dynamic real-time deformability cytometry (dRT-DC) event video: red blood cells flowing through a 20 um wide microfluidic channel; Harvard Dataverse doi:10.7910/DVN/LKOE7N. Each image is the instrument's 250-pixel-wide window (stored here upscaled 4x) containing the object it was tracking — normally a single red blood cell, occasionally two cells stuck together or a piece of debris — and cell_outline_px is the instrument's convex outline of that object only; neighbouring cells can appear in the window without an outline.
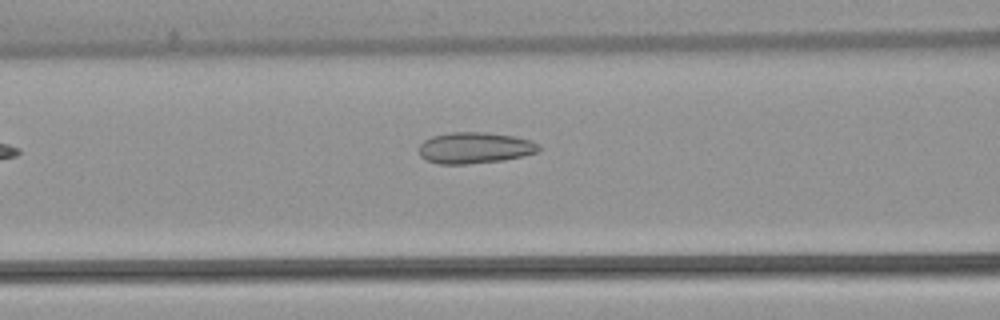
{"species": "common noctule bat (a hibernating species)", "species_latin": "Nyctalus noctula", "temperature_condition": "warm", "stored_images_in_passage": 23, "camera_frame_rate_fps": 3000, "um_per_image_px": 0.085, "animal": {"sex": "female", "body_mass_g": 22.7, "forearm_length_mm": 54.2}, "frame": {"image": 1, "passage_image": 6, "time_ms": 1.667, "image_size_px": [1000, 320], "cell_outline_px": [[540, 152], [524, 156], [504, 160], [464, 164], [440, 164], [428, 160], [420, 156], [420, 144], [424, 140], [432, 136], [452, 132], [484, 132], [512, 136], [532, 140], [540, 144]], "centroid_in_image_um": [40.4, 12.56], "position_along_channel_um": 126.2, "area_um2": 21.85}}
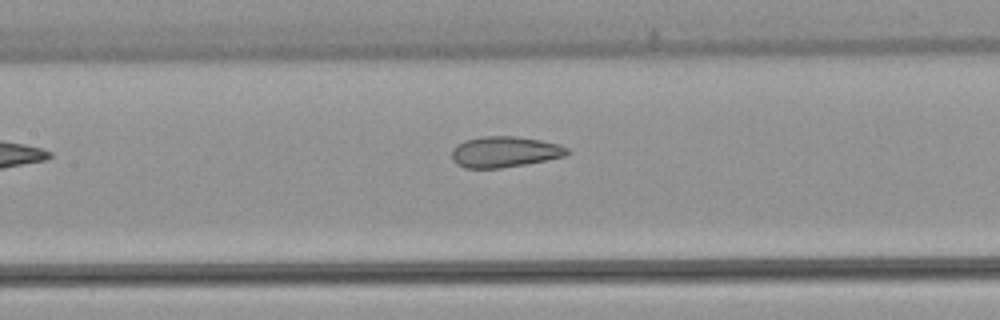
{"frame": {"image": 2, "passage_image": 9, "time_ms": 2.667, "image_size_px": [1000, 320], "cell_outline_px": [[572, 152], [564, 156], [524, 164], [500, 168], [464, 168], [456, 164], [452, 160], [452, 148], [456, 144], [464, 140], [484, 136], [516, 136], [540, 140], [560, 144], [568, 148]], "centroid_in_image_um": [42.87, 12.9], "position_along_channel_um": 164.5, "area_um2": 20.87}}
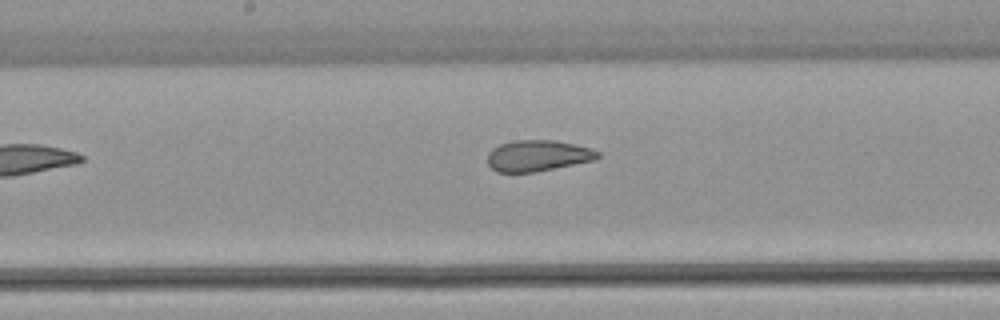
{"frame": {"image": 3, "passage_image": 12, "time_ms": 3.667, "image_size_px": [1000, 320], "cell_outline_px": [[600, 156], [596, 160], [536, 172], [496, 172], [488, 164], [488, 152], [492, 148], [500, 144], [512, 140], [556, 140], [576, 144], [592, 148], [600, 152]], "centroid_in_image_um": [45.74, 13.23], "position_along_channel_um": 202.5, "area_um2": 20.29}}